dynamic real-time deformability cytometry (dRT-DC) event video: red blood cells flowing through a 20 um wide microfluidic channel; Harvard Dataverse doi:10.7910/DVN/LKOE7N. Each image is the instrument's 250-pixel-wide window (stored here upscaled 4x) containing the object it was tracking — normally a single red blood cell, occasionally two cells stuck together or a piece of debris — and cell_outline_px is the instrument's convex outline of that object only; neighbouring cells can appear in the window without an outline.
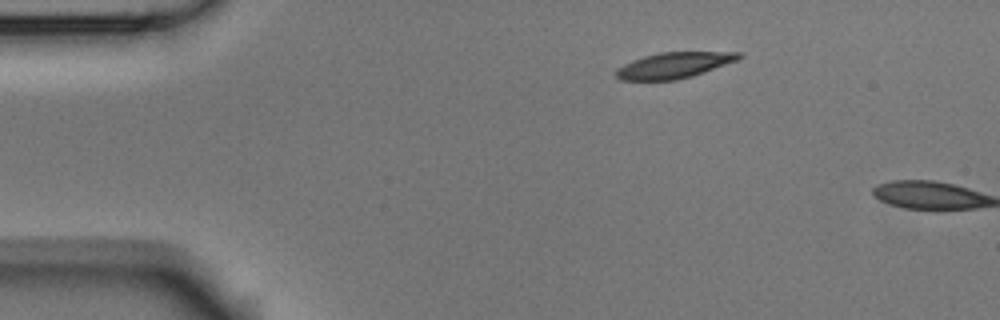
{"species": "Egyptian fruit bat (a non-hibernating species)", "species_latin": "Rousettus aegyptiacus", "temperature_condition": "room temperature", "stored_images_in_passage": 2, "camera_frame_rate_fps": 3000, "um_per_image_px": 0.085, "animal": {"sex": "male"}, "frame": {"image": 1, "passage_image": 1, "time_ms": 0.0, "image_size_px": [1000, 320], "cell_outline_px": [[744, 56], [736, 60], [704, 72], [692, 76], [676, 80], [620, 80], [616, 76], [616, 72], [624, 64], [632, 60], [644, 56], [660, 52], [744, 52]], "centroid_in_image_um": [57.31, 5.54], "position_along_channel_um": 27.7, "area_um2": 18.32}}